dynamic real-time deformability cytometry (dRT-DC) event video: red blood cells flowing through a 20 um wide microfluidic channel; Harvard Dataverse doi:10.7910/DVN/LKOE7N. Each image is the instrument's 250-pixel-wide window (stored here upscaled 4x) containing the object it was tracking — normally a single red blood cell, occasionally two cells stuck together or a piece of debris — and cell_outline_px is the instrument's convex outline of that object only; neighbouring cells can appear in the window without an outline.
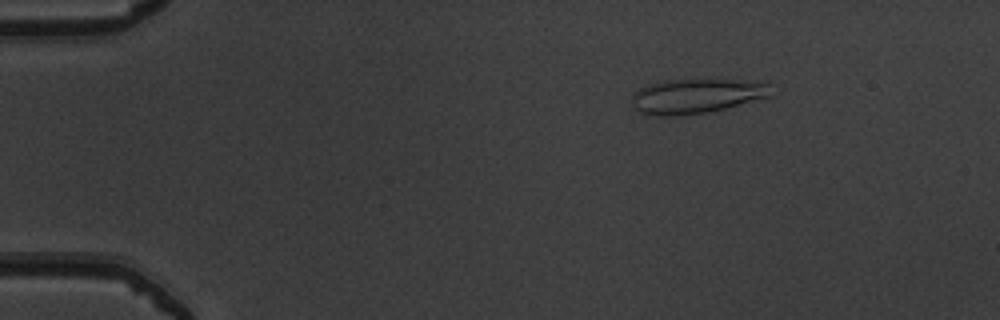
{"species": "common noctule bat (a hibernating species)", "species_latin": "Nyctalus noctula", "temperature_condition": "warm", "stored_images_in_passage": 51, "camera_frame_rate_fps": 3000, "um_per_image_px": 0.085, "animal": {"sex": "male", "body_mass_g": 19.5, "forearm_length_mm": 54.6}, "frame": {"image": 1, "passage_image": 8, "time_ms": 2.333, "image_size_px": [1000, 320], "cell_outline_px": [[768, 96], [724, 108], [708, 112], [676, 116], [660, 116], [640, 112], [632, 108], [632, 96], [640, 88], [648, 84], [664, 80], [712, 76], [768, 80]], "centroid_in_image_um": [59.23, 8.08], "position_along_channel_um": 25.8, "area_um2": 29.36}}
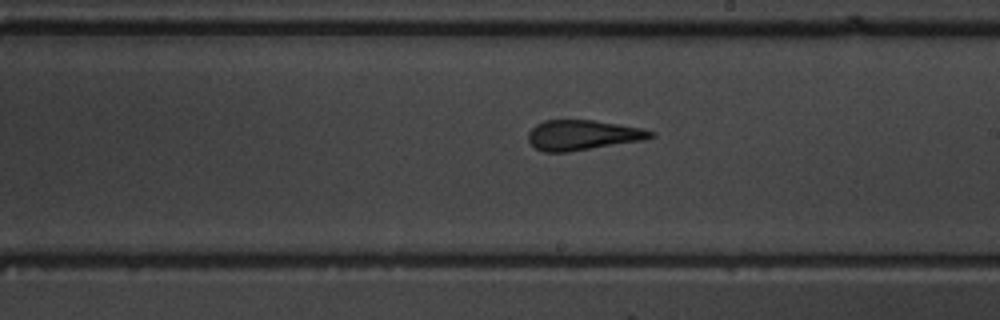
{"frame": {"image": 2, "passage_image": 30, "time_ms": 9.667, "image_size_px": [1000, 320], "cell_outline_px": [[656, 136], [640, 140], [568, 152], [544, 152], [536, 148], [528, 140], [528, 132], [536, 124], [544, 120], [596, 120], [644, 128], [656, 132]], "centroid_in_image_um": [49.53, 11.46], "position_along_channel_um": 239.5, "area_um2": 21.44}}
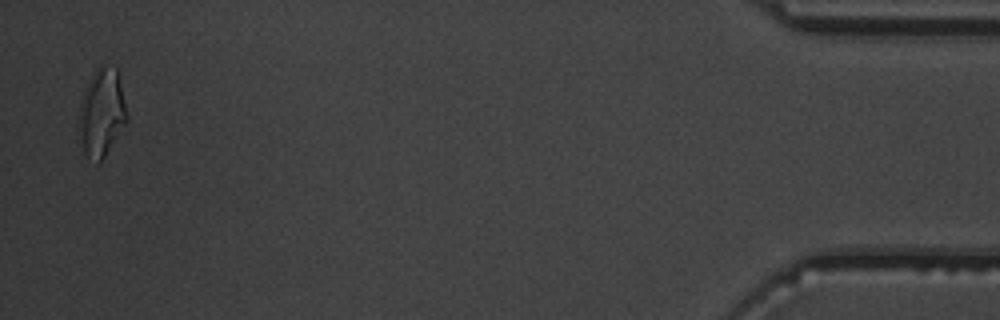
{"frame": {"image": 3, "passage_image": 50, "time_ms": 16.333, "image_size_px": [1000, 320], "cell_outline_px": [[128, 120], [104, 156], [96, 164], [88, 160], [76, 140], [76, 124], [80, 100], [96, 68], [100, 64], [104, 64], [116, 68], [128, 116]], "centroid_in_image_um": [8.56, 9.65], "position_along_channel_um": 426.6, "area_um2": 25.14}, "authors_computed_cell_mechanics": {"area_um2": 22.6576, "velocity_mm_per_s": 4.0215, "shape_relaxation_time_tau1_ms": 7.4206, "shape_relaxation_time_tau2_ms": 1.738, "deformation_change_tau1": 0.2648, "deformation_change_tau2": 0.1369}}